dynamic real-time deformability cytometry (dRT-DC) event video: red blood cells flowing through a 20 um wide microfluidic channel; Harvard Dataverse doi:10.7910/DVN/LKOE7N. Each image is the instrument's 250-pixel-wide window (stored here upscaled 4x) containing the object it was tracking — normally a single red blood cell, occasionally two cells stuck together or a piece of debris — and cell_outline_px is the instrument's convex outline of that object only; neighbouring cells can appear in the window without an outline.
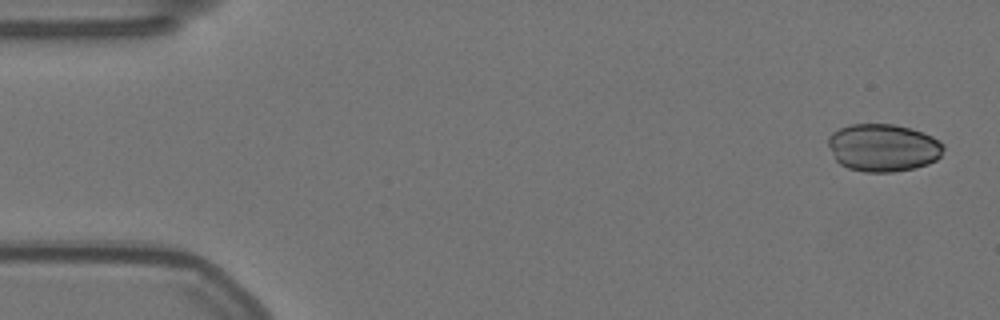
{"species": "Egyptian fruit bat (a non-hibernating species)", "species_latin": "Rousettus aegyptiacus", "temperature_condition": "warm", "stored_images_in_passage": 13, "camera_frame_rate_fps": 3000, "um_per_image_px": 0.085, "animal": {"sex": "female"}, "frame": {"image": 1, "passage_image": 2, "time_ms": 0.333, "image_size_px": [1000, 320], "cell_outline_px": [[944, 148], [940, 156], [936, 160], [928, 164], [916, 168], [892, 172], [864, 172], [848, 168], [840, 164], [836, 160], [828, 144], [828, 136], [832, 132], [840, 128], [852, 124], [892, 124], [912, 128], [932, 136], [940, 140], [944, 144]], "centroid_in_image_um": [75.08, 12.55], "position_along_channel_um": 9.9, "area_um2": 32.19}}